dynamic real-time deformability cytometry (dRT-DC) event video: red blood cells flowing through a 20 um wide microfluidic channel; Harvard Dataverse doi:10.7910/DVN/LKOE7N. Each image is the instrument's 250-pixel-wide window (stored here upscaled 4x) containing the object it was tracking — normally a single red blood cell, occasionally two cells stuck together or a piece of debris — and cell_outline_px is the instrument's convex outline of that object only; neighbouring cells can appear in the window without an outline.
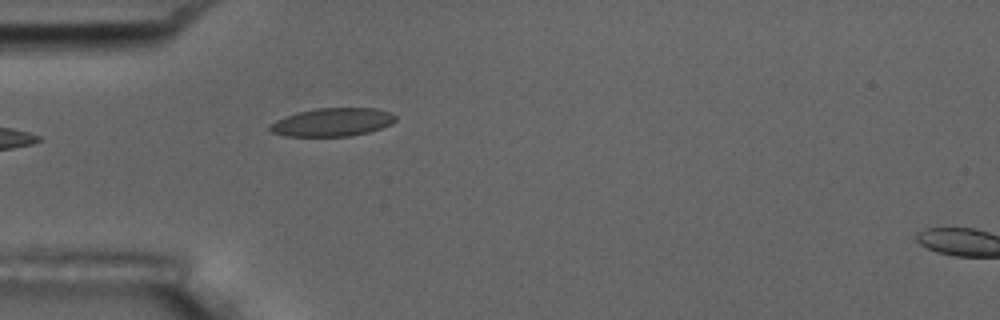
{"species": "common noctule bat (a hibernating species)", "species_latin": "Nyctalus noctula", "temperature_condition": "room temperature", "stored_images_in_passage": 2, "camera_frame_rate_fps": 3000, "um_per_image_px": 0.085, "animal": {"sex": "male", "body_mass_g": 17.5, "forearm_length_mm": 52.3}, "frame": {"image": 1, "passage_image": 1, "time_ms": 0.0, "image_size_px": [1000, 320], "cell_outline_px": [[396, 120], [392, 124], [368, 132], [348, 136], [284, 136], [272, 132], [268, 128], [276, 120], [284, 116], [296, 112], [316, 108], [376, 108], [388, 112], [396, 116]], "centroid_in_image_um": [28.24, 10.38], "position_along_channel_um": 56.8, "area_um2": 20.63}}